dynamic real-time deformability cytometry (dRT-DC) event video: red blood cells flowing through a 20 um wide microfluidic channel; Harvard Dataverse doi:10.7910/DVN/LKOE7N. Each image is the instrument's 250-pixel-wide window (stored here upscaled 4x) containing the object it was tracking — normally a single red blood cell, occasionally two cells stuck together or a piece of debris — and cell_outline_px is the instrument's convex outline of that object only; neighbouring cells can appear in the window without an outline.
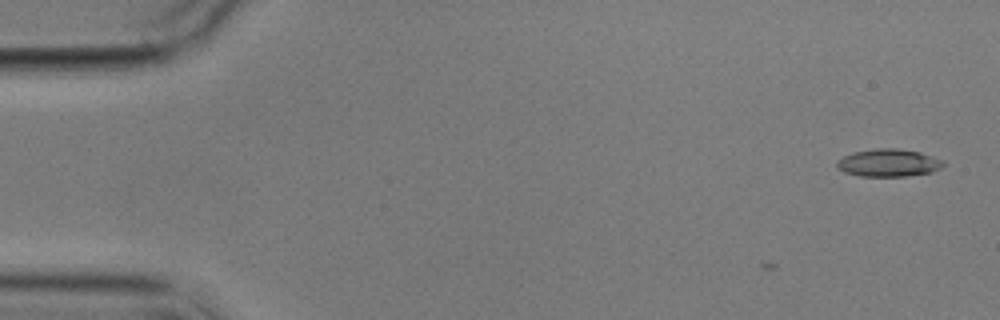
{"species": "common noctule bat (a hibernating species)", "species_latin": "Nyctalus noctula", "temperature_condition": "cold", "stored_images_in_passage": 4, "camera_frame_rate_fps": 3000, "um_per_image_px": 0.085, "animal": {"sex": "male", "body_mass_g": 17.9}, "frame": {"image": 1, "passage_image": 1, "time_ms": 0.0, "image_size_px": [1000, 320], "cell_outline_px": [[944, 164], [940, 168], [932, 172], [908, 176], [860, 176], [844, 172], [836, 168], [836, 164], [844, 156], [852, 152], [876, 148], [896, 148], [920, 152], [944, 160]], "centroid_in_image_um": [75.53, 13.84], "position_along_channel_um": 9.5, "area_um2": 17.17}}
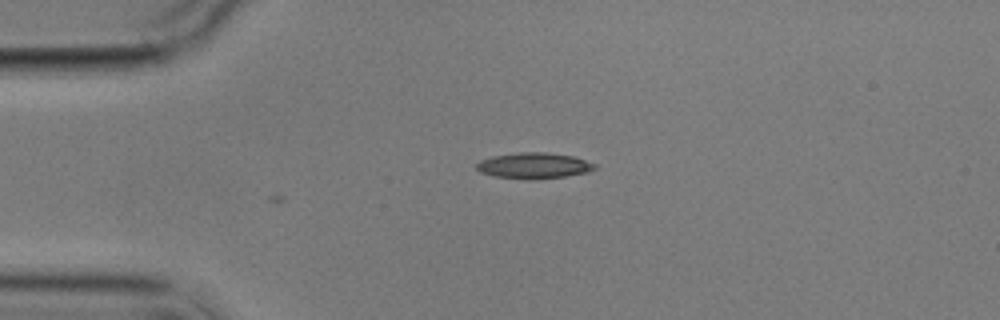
{"frame": {"image": 2, "passage_image": 4, "time_ms": 3.667, "image_size_px": [1000, 320], "cell_outline_px": [[596, 168], [588, 172], [564, 176], [496, 176], [480, 172], [476, 168], [476, 164], [480, 160], [492, 156], [520, 152], [544, 152], [572, 156], [596, 164]], "centroid_in_image_um": [45.38, 14.02], "position_along_channel_um": 39.6, "area_um2": 16.7}}